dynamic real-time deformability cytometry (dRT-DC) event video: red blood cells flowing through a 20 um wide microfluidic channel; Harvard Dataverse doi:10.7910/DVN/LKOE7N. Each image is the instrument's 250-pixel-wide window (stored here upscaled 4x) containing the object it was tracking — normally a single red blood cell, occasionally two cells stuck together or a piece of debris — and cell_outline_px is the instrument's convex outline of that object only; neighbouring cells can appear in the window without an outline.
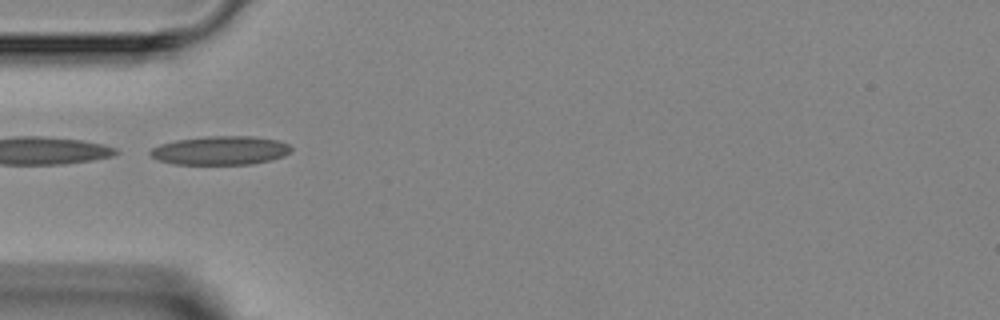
{"species": "Egyptian fruit bat (a non-hibernating species)", "species_latin": "Rousettus aegyptiacus", "temperature_condition": "room temperature", "stored_images_in_passage": 3, "camera_frame_rate_fps": 3000, "um_per_image_px": 0.085, "animal": {"sex": "female"}, "frame": {"image": 1, "passage_image": 3, "time_ms": 2.333, "image_size_px": [1000, 320], "cell_outline_px": [[292, 148], [284, 156], [272, 160], [252, 164], [176, 164], [160, 160], [152, 156], [148, 152], [152, 148], [160, 144], [176, 140], [204, 136], [252, 136], [276, 140], [288, 144]], "centroid_in_image_um": [18.74, 12.78], "position_along_channel_um": 66.3, "area_um2": 23.52}}